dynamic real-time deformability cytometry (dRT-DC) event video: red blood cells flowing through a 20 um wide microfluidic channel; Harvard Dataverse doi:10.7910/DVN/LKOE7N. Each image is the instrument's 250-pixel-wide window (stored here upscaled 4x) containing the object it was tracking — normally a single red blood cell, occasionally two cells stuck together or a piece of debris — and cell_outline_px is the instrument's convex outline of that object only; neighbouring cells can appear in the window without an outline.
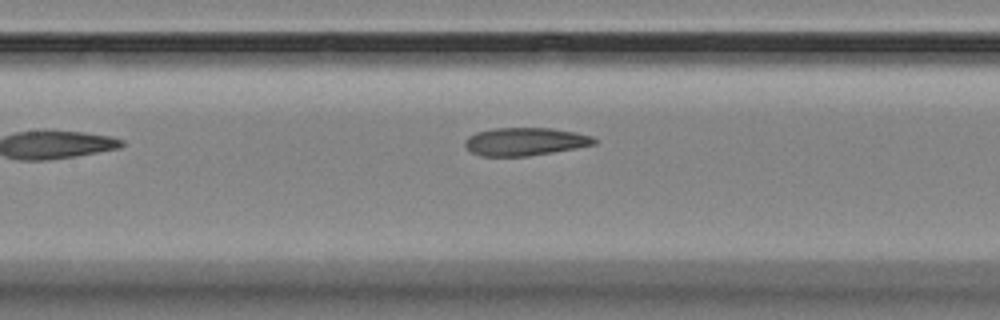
{"species": "Egyptian fruit bat (a non-hibernating species)", "species_latin": "Rousettus aegyptiacus", "temperature_condition": "room temperature", "stored_images_in_passage": 9, "camera_frame_rate_fps": 3000, "um_per_image_px": 0.085, "animal": {"sex": "female"}, "frame": {"image": 1, "passage_image": 8, "time_ms": 8.333, "image_size_px": [1000, 320], "cell_outline_px": [[596, 144], [576, 148], [528, 156], [480, 156], [472, 152], [464, 144], [464, 140], [468, 136], [476, 132], [492, 128], [552, 128], [576, 132], [592, 136], [596, 140]], "centroid_in_image_um": [44.62, 12.03], "position_along_channel_um": 162.8, "area_um2": 21.1}}
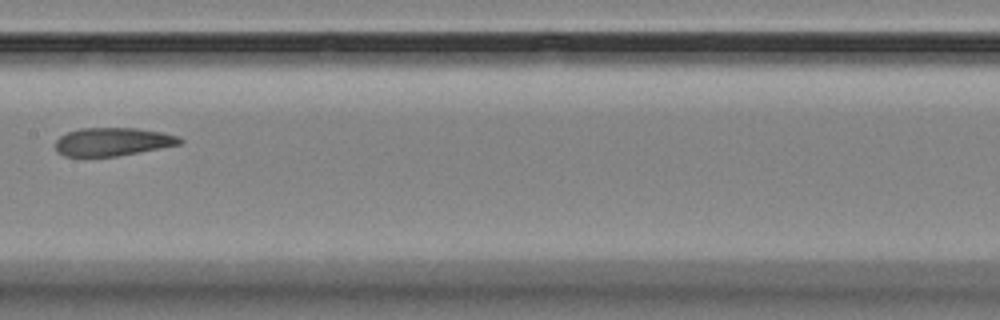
{"frame": {"image": 2, "passage_image": 9, "time_ms": 9.333, "image_size_px": [1000, 320], "cell_outline_px": [[184, 140], [180, 144], [160, 148], [116, 156], [64, 156], [56, 152], [56, 140], [60, 136], [68, 132], [80, 128], [136, 128], [160, 132], [180, 136]], "centroid_in_image_um": [9.57, 12.04], "position_along_channel_um": 197.8, "area_um2": 20.35}}